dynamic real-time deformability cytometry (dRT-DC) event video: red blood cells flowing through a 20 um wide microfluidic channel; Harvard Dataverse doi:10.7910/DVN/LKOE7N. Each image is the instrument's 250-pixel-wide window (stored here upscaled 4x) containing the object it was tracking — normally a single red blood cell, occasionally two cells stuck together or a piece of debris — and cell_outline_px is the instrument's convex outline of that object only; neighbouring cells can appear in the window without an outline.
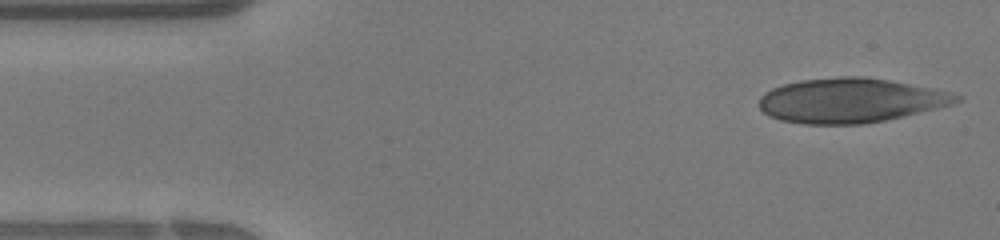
{"species": "human", "species_latin": "Homo sapiens", "temperature_condition": "warm", "stored_images_in_passage": 37, "camera_frame_rate_fps": 3000, "um_per_image_px": 0.085, "donor": {"sex": "female"}, "frame": {"image": 1, "passage_image": 1, "time_ms": 0.0, "image_size_px": [1000, 240], "cell_outline_px": [[960, 100], [952, 104], [936, 108], [884, 120], [864, 124], [804, 124], [780, 120], [768, 116], [760, 108], [760, 96], [764, 92], [772, 88], [784, 84], [800, 80], [840, 76], [860, 76], [888, 80], [952, 92], [960, 96]], "centroid_in_image_um": [72.24, 8.54], "position_along_channel_um": 12.8, "area_um2": 50.86}}
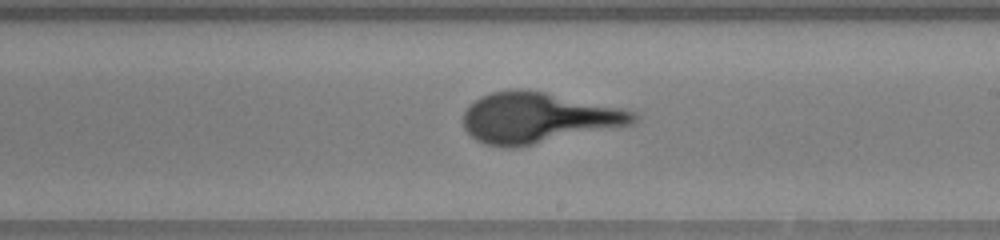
{"frame": {"image": 2, "passage_image": 20, "time_ms": 6.333, "image_size_px": [1000, 240], "cell_outline_px": [[640, 120], [636, 124], [620, 128], [512, 148], [504, 148], [484, 144], [476, 140], [464, 128], [464, 112], [480, 96], [492, 92], [516, 88], [544, 92], [624, 108], [636, 112], [640, 116]], "centroid_in_image_um": [45.83, 10.02], "position_along_channel_um": 243.2, "area_um2": 50.63}}
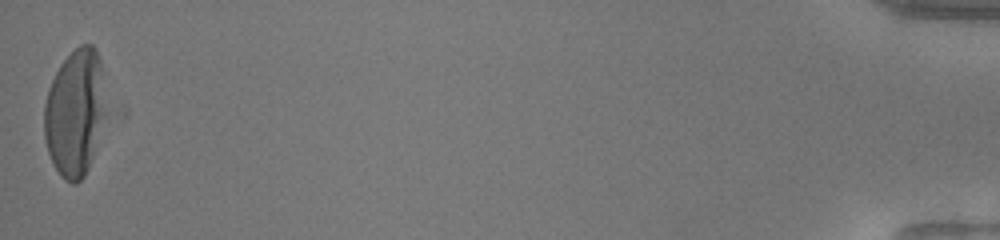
{"frame": {"image": 3, "passage_image": 37, "time_ms": 12.0, "image_size_px": [1000, 240], "cell_outline_px": [[104, 116], [92, 156], [84, 176], [76, 184], [72, 184], [64, 180], [60, 176], [48, 152], [44, 136], [44, 104], [48, 88], [60, 64], [80, 44], [92, 44], [96, 48], [100, 56], [104, 112]], "centroid_in_image_um": [6.33, 9.57], "position_along_channel_um": 428.9, "area_um2": 44.91}}